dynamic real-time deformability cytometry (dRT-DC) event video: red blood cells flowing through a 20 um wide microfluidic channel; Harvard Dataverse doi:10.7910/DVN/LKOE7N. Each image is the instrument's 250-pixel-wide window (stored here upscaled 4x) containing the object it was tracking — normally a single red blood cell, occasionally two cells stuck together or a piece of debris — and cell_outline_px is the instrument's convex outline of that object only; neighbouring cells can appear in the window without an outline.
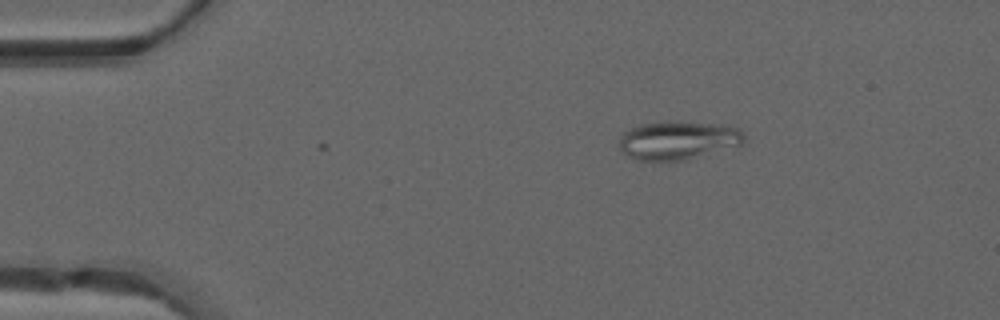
{"species": "common noctule bat (a hibernating species)", "species_latin": "Nyctalus noctula", "temperature_condition": "warm", "stored_images_in_passage": 5, "camera_frame_rate_fps": 3000, "um_per_image_px": 0.085, "animal": {"sex": "male", "forearm_length_mm": 52.5}, "frame": {"image": 1, "passage_image": 5, "time_ms": 1.333, "image_size_px": [1000, 320], "cell_outline_px": [[744, 144], [684, 160], [636, 160], [620, 152], [620, 136], [628, 128], [640, 124], [668, 120], [680, 120], [724, 124], [736, 128], [744, 136]], "centroid_in_image_um": [57.6, 11.89], "position_along_channel_um": 27.4, "area_um2": 28.44}}